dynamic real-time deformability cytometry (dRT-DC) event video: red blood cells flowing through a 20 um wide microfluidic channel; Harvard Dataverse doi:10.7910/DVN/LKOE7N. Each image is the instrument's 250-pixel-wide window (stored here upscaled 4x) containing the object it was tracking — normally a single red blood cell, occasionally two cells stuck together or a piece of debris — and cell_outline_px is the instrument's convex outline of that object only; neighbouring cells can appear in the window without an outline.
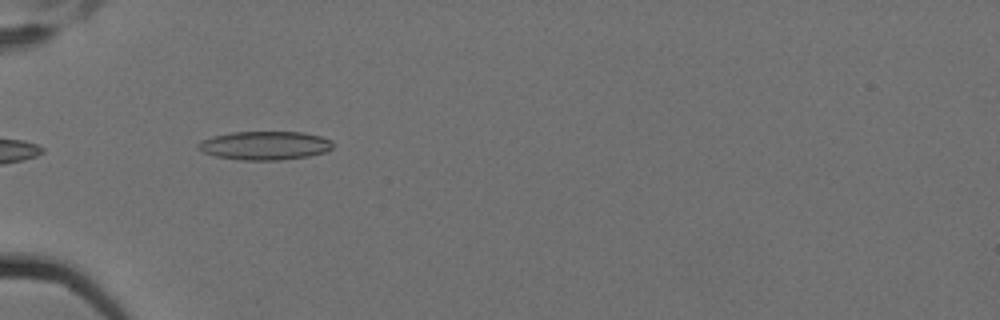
{"species": "Egyptian fruit bat (a non-hibernating species)", "species_latin": "Rousettus aegyptiacus", "temperature_condition": "cold", "stored_images_in_passage": 5, "camera_frame_rate_fps": 3000, "um_per_image_px": 0.085, "animal": {"sex": "female"}, "frame": {"image": 1, "passage_image": 4, "time_ms": 1.0, "image_size_px": [1000, 320], "cell_outline_px": [[332, 148], [324, 152], [308, 156], [280, 160], [240, 160], [216, 156], [204, 152], [196, 148], [196, 144], [200, 140], [212, 136], [232, 132], [304, 132], [320, 136], [332, 140]], "centroid_in_image_um": [22.48, 12.36], "position_along_channel_um": 62.5, "area_um2": 22.54}}